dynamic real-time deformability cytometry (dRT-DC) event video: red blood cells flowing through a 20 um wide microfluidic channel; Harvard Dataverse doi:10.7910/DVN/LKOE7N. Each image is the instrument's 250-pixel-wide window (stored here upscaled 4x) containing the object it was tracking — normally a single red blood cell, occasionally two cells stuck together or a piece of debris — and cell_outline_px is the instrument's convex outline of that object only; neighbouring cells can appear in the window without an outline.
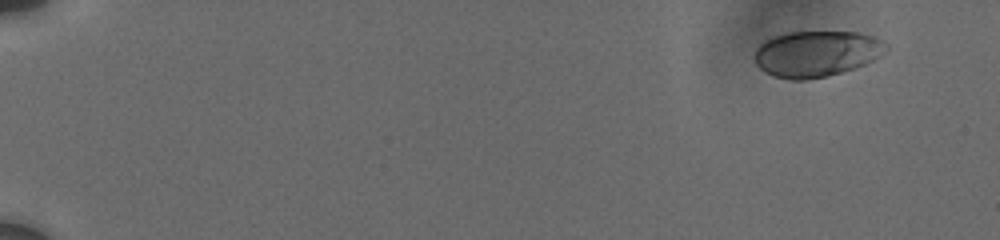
{"species": "human", "species_latin": "Homo sapiens", "temperature_condition": "cold", "stored_images_in_passage": 8, "camera_frame_rate_fps": 3000, "um_per_image_px": 0.085, "donor": {"sex": "male"}, "frame": {"image": 1, "passage_image": 2, "time_ms": 1.0, "image_size_px": [1000, 240], "cell_outline_px": [[888, 48], [880, 56], [856, 68], [828, 76], [804, 80], [792, 80], [772, 76], [764, 72], [756, 64], [752, 56], [756, 48], [764, 40], [788, 32], [856, 32], [876, 36], [884, 40], [888, 44]], "centroid_in_image_um": [69.4, 4.57], "position_along_channel_um": 15.6, "area_um2": 35.66}}
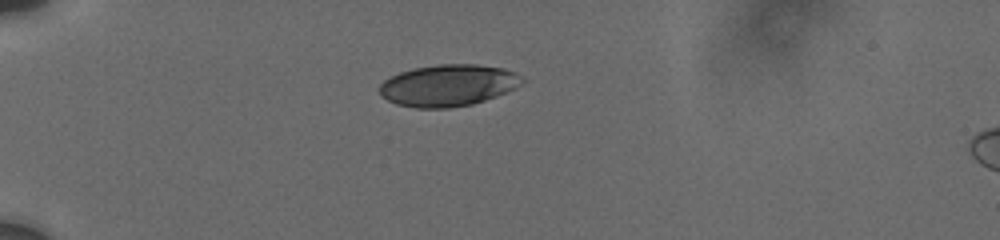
{"frame": {"image": 2, "passage_image": 6, "time_ms": 5.333, "image_size_px": [1000, 240], "cell_outline_px": [[524, 80], [516, 88], [496, 96], [472, 104], [448, 108], [416, 108], [396, 104], [380, 96], [380, 84], [384, 80], [400, 72], [416, 68], [440, 64], [476, 64], [504, 68], [516, 72], [524, 76]], "centroid_in_image_um": [38.12, 7.25], "position_along_channel_um": 46.9, "area_um2": 34.68}}
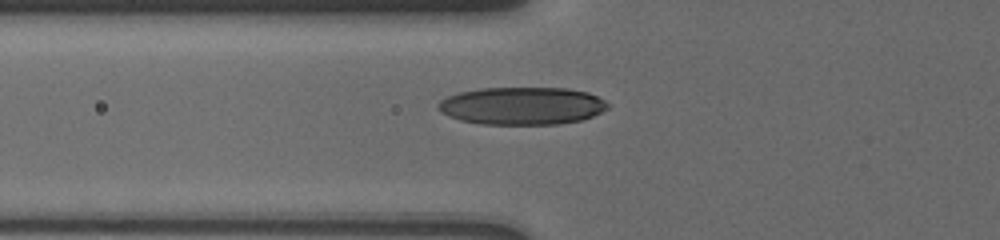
{"frame": {"image": 3, "passage_image": 8, "time_ms": 7.333, "image_size_px": [1000, 240], "cell_outline_px": [[608, 108], [592, 116], [580, 120], [560, 124], [480, 124], [460, 120], [448, 116], [436, 104], [440, 100], [448, 96], [460, 92], [480, 88], [568, 88], [588, 92], [604, 100], [608, 104]], "centroid_in_image_um": [44.37, 8.99], "position_along_channel_um": 81.4, "area_um2": 37.11}}